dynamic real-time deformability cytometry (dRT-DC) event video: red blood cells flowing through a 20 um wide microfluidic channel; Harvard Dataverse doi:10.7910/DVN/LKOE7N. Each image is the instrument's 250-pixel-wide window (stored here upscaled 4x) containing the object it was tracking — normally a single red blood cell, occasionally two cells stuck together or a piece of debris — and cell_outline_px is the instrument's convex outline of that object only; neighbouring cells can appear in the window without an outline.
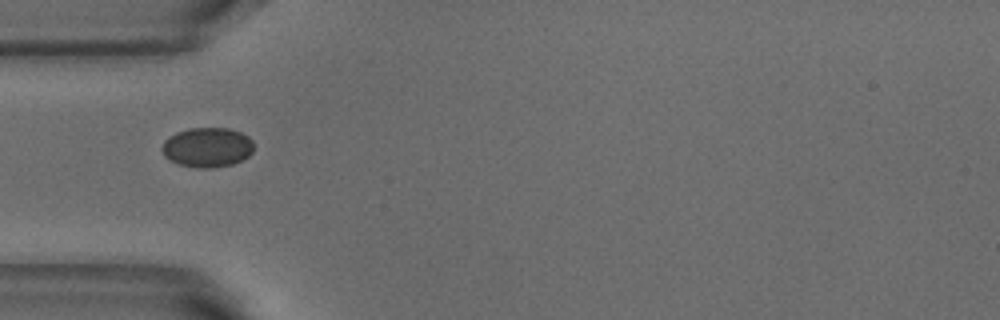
{"species": "common noctule bat (a hibernating species)", "species_latin": "Nyctalus noctula", "temperature_condition": "warm", "stored_images_in_passage": 6, "camera_frame_rate_fps": 3000, "um_per_image_px": 0.085, "animal": {"sex": "male", "body_mass_g": 18.8}, "frame": {"image": 1, "passage_image": 4, "time_ms": 1.0, "image_size_px": [1000, 320], "cell_outline_px": [[252, 152], [248, 156], [232, 164], [212, 168], [196, 168], [180, 164], [164, 156], [160, 148], [164, 140], [168, 136], [176, 132], [188, 128], [228, 128], [240, 132], [248, 136], [252, 140]], "centroid_in_image_um": [17.59, 12.51], "position_along_channel_um": 67.4, "area_um2": 21.27}}
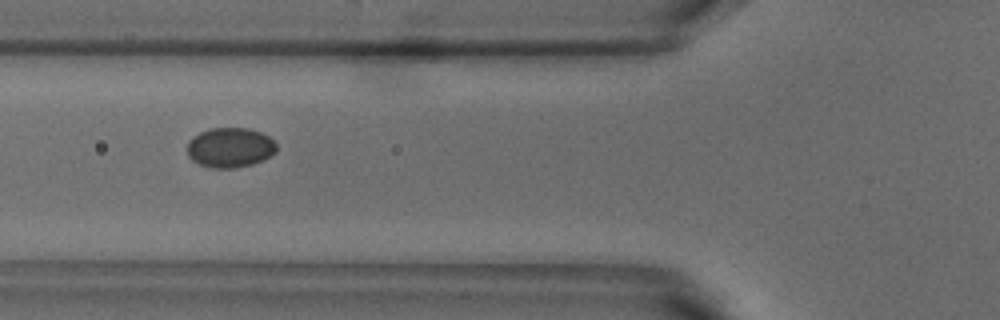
{"frame": {"image": 2, "passage_image": 5, "time_ms": 1.333, "image_size_px": [1000, 320], "cell_outline_px": [[276, 152], [252, 164], [236, 168], [212, 168], [200, 164], [192, 160], [188, 156], [188, 140], [192, 136], [208, 128], [248, 128], [260, 132], [268, 136], [276, 144]], "centroid_in_image_um": [19.52, 12.53], "position_along_channel_um": 106.3, "area_um2": 20.69}}